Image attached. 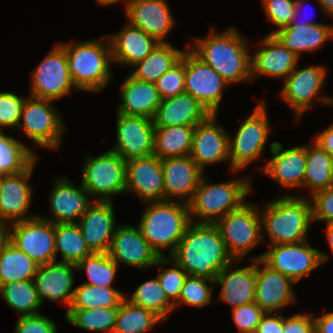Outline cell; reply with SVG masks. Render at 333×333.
Instances as JSON below:
<instances>
[{"mask_svg": "<svg viewBox=\"0 0 333 333\" xmlns=\"http://www.w3.org/2000/svg\"><path fill=\"white\" fill-rule=\"evenodd\" d=\"M13 333H57L58 324L48 316L38 313L19 316Z\"/></svg>", "mask_w": 333, "mask_h": 333, "instance_id": "52", "label": "cell"}, {"mask_svg": "<svg viewBox=\"0 0 333 333\" xmlns=\"http://www.w3.org/2000/svg\"><path fill=\"white\" fill-rule=\"evenodd\" d=\"M192 40L187 42L188 48L230 86L252 80L250 40L236 27H227L223 32L211 27L206 37Z\"/></svg>", "mask_w": 333, "mask_h": 333, "instance_id": "1", "label": "cell"}, {"mask_svg": "<svg viewBox=\"0 0 333 333\" xmlns=\"http://www.w3.org/2000/svg\"><path fill=\"white\" fill-rule=\"evenodd\" d=\"M8 224L0 221V250L3 244L8 240Z\"/></svg>", "mask_w": 333, "mask_h": 333, "instance_id": "60", "label": "cell"}, {"mask_svg": "<svg viewBox=\"0 0 333 333\" xmlns=\"http://www.w3.org/2000/svg\"><path fill=\"white\" fill-rule=\"evenodd\" d=\"M249 261L250 265L235 269L233 265H240L243 260H234L216 276L215 286H220L218 298L231 305V309L255 302L256 260Z\"/></svg>", "mask_w": 333, "mask_h": 333, "instance_id": "28", "label": "cell"}, {"mask_svg": "<svg viewBox=\"0 0 333 333\" xmlns=\"http://www.w3.org/2000/svg\"><path fill=\"white\" fill-rule=\"evenodd\" d=\"M76 264L52 261L38 266L33 283L41 304L60 302L69 308L75 290Z\"/></svg>", "mask_w": 333, "mask_h": 333, "instance_id": "23", "label": "cell"}, {"mask_svg": "<svg viewBox=\"0 0 333 333\" xmlns=\"http://www.w3.org/2000/svg\"><path fill=\"white\" fill-rule=\"evenodd\" d=\"M326 311L324 310L320 317H313L315 333H333V311Z\"/></svg>", "mask_w": 333, "mask_h": 333, "instance_id": "57", "label": "cell"}, {"mask_svg": "<svg viewBox=\"0 0 333 333\" xmlns=\"http://www.w3.org/2000/svg\"><path fill=\"white\" fill-rule=\"evenodd\" d=\"M25 99L26 96L13 92H0V131L6 128L17 130Z\"/></svg>", "mask_w": 333, "mask_h": 333, "instance_id": "50", "label": "cell"}, {"mask_svg": "<svg viewBox=\"0 0 333 333\" xmlns=\"http://www.w3.org/2000/svg\"><path fill=\"white\" fill-rule=\"evenodd\" d=\"M128 0H95V2H96V4L97 5H100V6H109V5H112V4H116V3H121V2H123L122 3V5L125 7V5H126V2H127Z\"/></svg>", "mask_w": 333, "mask_h": 333, "instance_id": "62", "label": "cell"}, {"mask_svg": "<svg viewBox=\"0 0 333 333\" xmlns=\"http://www.w3.org/2000/svg\"><path fill=\"white\" fill-rule=\"evenodd\" d=\"M129 296L125 298L135 305L153 311L164 321L175 310L174 303L166 296L157 277L139 284L135 292Z\"/></svg>", "mask_w": 333, "mask_h": 333, "instance_id": "44", "label": "cell"}, {"mask_svg": "<svg viewBox=\"0 0 333 333\" xmlns=\"http://www.w3.org/2000/svg\"><path fill=\"white\" fill-rule=\"evenodd\" d=\"M185 92L197 99L210 114H218L224 89L230 85L210 65L185 45Z\"/></svg>", "mask_w": 333, "mask_h": 333, "instance_id": "14", "label": "cell"}, {"mask_svg": "<svg viewBox=\"0 0 333 333\" xmlns=\"http://www.w3.org/2000/svg\"><path fill=\"white\" fill-rule=\"evenodd\" d=\"M265 18L276 27L268 34L290 25L295 15L296 0H261Z\"/></svg>", "mask_w": 333, "mask_h": 333, "instance_id": "49", "label": "cell"}, {"mask_svg": "<svg viewBox=\"0 0 333 333\" xmlns=\"http://www.w3.org/2000/svg\"><path fill=\"white\" fill-rule=\"evenodd\" d=\"M333 186V158L318 144L312 141L306 144V167L304 189L308 195H299L310 198L316 192Z\"/></svg>", "mask_w": 333, "mask_h": 333, "instance_id": "34", "label": "cell"}, {"mask_svg": "<svg viewBox=\"0 0 333 333\" xmlns=\"http://www.w3.org/2000/svg\"><path fill=\"white\" fill-rule=\"evenodd\" d=\"M118 307L89 308V309H66L65 322L77 329L88 332L112 333Z\"/></svg>", "mask_w": 333, "mask_h": 333, "instance_id": "41", "label": "cell"}, {"mask_svg": "<svg viewBox=\"0 0 333 333\" xmlns=\"http://www.w3.org/2000/svg\"><path fill=\"white\" fill-rule=\"evenodd\" d=\"M77 272H85L88 280L83 282L96 287H115L119 266L107 253H91L76 264Z\"/></svg>", "mask_w": 333, "mask_h": 333, "instance_id": "45", "label": "cell"}, {"mask_svg": "<svg viewBox=\"0 0 333 333\" xmlns=\"http://www.w3.org/2000/svg\"><path fill=\"white\" fill-rule=\"evenodd\" d=\"M170 257L188 275L211 281L234 261L215 223L191 222Z\"/></svg>", "mask_w": 333, "mask_h": 333, "instance_id": "2", "label": "cell"}, {"mask_svg": "<svg viewBox=\"0 0 333 333\" xmlns=\"http://www.w3.org/2000/svg\"><path fill=\"white\" fill-rule=\"evenodd\" d=\"M258 43L260 48L251 54L252 81L260 76L285 80L301 60L273 34H267Z\"/></svg>", "mask_w": 333, "mask_h": 333, "instance_id": "27", "label": "cell"}, {"mask_svg": "<svg viewBox=\"0 0 333 333\" xmlns=\"http://www.w3.org/2000/svg\"><path fill=\"white\" fill-rule=\"evenodd\" d=\"M267 111L266 101H260L239 125L236 134L229 133L230 172L238 173L264 154L272 131Z\"/></svg>", "mask_w": 333, "mask_h": 333, "instance_id": "7", "label": "cell"}, {"mask_svg": "<svg viewBox=\"0 0 333 333\" xmlns=\"http://www.w3.org/2000/svg\"><path fill=\"white\" fill-rule=\"evenodd\" d=\"M55 251L56 261L60 255L61 260L77 264L92 252L87 247L85 239L77 223L55 224Z\"/></svg>", "mask_w": 333, "mask_h": 333, "instance_id": "39", "label": "cell"}, {"mask_svg": "<svg viewBox=\"0 0 333 333\" xmlns=\"http://www.w3.org/2000/svg\"><path fill=\"white\" fill-rule=\"evenodd\" d=\"M66 51L69 74L79 92H102L113 79L109 38L59 42ZM111 80V81H110Z\"/></svg>", "mask_w": 333, "mask_h": 333, "instance_id": "4", "label": "cell"}, {"mask_svg": "<svg viewBox=\"0 0 333 333\" xmlns=\"http://www.w3.org/2000/svg\"><path fill=\"white\" fill-rule=\"evenodd\" d=\"M255 303L266 313H282L283 308L297 301L290 278L267 266L261 259L256 260Z\"/></svg>", "mask_w": 333, "mask_h": 333, "instance_id": "24", "label": "cell"}, {"mask_svg": "<svg viewBox=\"0 0 333 333\" xmlns=\"http://www.w3.org/2000/svg\"><path fill=\"white\" fill-rule=\"evenodd\" d=\"M164 175V201L188 204L203 178L204 171L190 157H169L161 160Z\"/></svg>", "mask_w": 333, "mask_h": 333, "instance_id": "26", "label": "cell"}, {"mask_svg": "<svg viewBox=\"0 0 333 333\" xmlns=\"http://www.w3.org/2000/svg\"><path fill=\"white\" fill-rule=\"evenodd\" d=\"M310 199L312 222L333 223V186L316 192Z\"/></svg>", "mask_w": 333, "mask_h": 333, "instance_id": "53", "label": "cell"}, {"mask_svg": "<svg viewBox=\"0 0 333 333\" xmlns=\"http://www.w3.org/2000/svg\"><path fill=\"white\" fill-rule=\"evenodd\" d=\"M124 11L129 24L142 29L159 43H170L166 37L177 22L167 0H128Z\"/></svg>", "mask_w": 333, "mask_h": 333, "instance_id": "22", "label": "cell"}, {"mask_svg": "<svg viewBox=\"0 0 333 333\" xmlns=\"http://www.w3.org/2000/svg\"><path fill=\"white\" fill-rule=\"evenodd\" d=\"M107 254L119 266L146 270L154 267L160 256L143 237L139 226L117 224Z\"/></svg>", "mask_w": 333, "mask_h": 333, "instance_id": "16", "label": "cell"}, {"mask_svg": "<svg viewBox=\"0 0 333 333\" xmlns=\"http://www.w3.org/2000/svg\"><path fill=\"white\" fill-rule=\"evenodd\" d=\"M273 35L301 59L303 53L314 52L333 39V24L285 26Z\"/></svg>", "mask_w": 333, "mask_h": 333, "instance_id": "33", "label": "cell"}, {"mask_svg": "<svg viewBox=\"0 0 333 333\" xmlns=\"http://www.w3.org/2000/svg\"><path fill=\"white\" fill-rule=\"evenodd\" d=\"M267 251L248 259H261L267 266L298 284L329 260V254L312 247L308 240L296 244L271 245ZM328 254V255H327Z\"/></svg>", "mask_w": 333, "mask_h": 333, "instance_id": "12", "label": "cell"}, {"mask_svg": "<svg viewBox=\"0 0 333 333\" xmlns=\"http://www.w3.org/2000/svg\"><path fill=\"white\" fill-rule=\"evenodd\" d=\"M326 236H327V241L330 247V252L333 253V223H328L326 224Z\"/></svg>", "mask_w": 333, "mask_h": 333, "instance_id": "61", "label": "cell"}, {"mask_svg": "<svg viewBox=\"0 0 333 333\" xmlns=\"http://www.w3.org/2000/svg\"><path fill=\"white\" fill-rule=\"evenodd\" d=\"M111 45L113 64L132 68L159 44L142 29L128 22L118 32L107 35Z\"/></svg>", "mask_w": 333, "mask_h": 333, "instance_id": "30", "label": "cell"}, {"mask_svg": "<svg viewBox=\"0 0 333 333\" xmlns=\"http://www.w3.org/2000/svg\"><path fill=\"white\" fill-rule=\"evenodd\" d=\"M294 313L292 316H284L282 333H315L313 313Z\"/></svg>", "mask_w": 333, "mask_h": 333, "instance_id": "54", "label": "cell"}, {"mask_svg": "<svg viewBox=\"0 0 333 333\" xmlns=\"http://www.w3.org/2000/svg\"><path fill=\"white\" fill-rule=\"evenodd\" d=\"M333 106V96L330 97V100L328 101V103L326 104V106ZM333 125V122L331 123Z\"/></svg>", "mask_w": 333, "mask_h": 333, "instance_id": "64", "label": "cell"}, {"mask_svg": "<svg viewBox=\"0 0 333 333\" xmlns=\"http://www.w3.org/2000/svg\"><path fill=\"white\" fill-rule=\"evenodd\" d=\"M52 183L53 188L48 196V206H50L48 211L52 216L40 217L53 224L78 223L94 200L81 183L76 186L66 176H57Z\"/></svg>", "mask_w": 333, "mask_h": 333, "instance_id": "20", "label": "cell"}, {"mask_svg": "<svg viewBox=\"0 0 333 333\" xmlns=\"http://www.w3.org/2000/svg\"><path fill=\"white\" fill-rule=\"evenodd\" d=\"M81 185L94 201H111L125 194L126 161L110 150L98 156L87 153L82 164Z\"/></svg>", "mask_w": 333, "mask_h": 333, "instance_id": "9", "label": "cell"}, {"mask_svg": "<svg viewBox=\"0 0 333 333\" xmlns=\"http://www.w3.org/2000/svg\"><path fill=\"white\" fill-rule=\"evenodd\" d=\"M284 316L278 312H267L259 322L255 333H282Z\"/></svg>", "mask_w": 333, "mask_h": 333, "instance_id": "55", "label": "cell"}, {"mask_svg": "<svg viewBox=\"0 0 333 333\" xmlns=\"http://www.w3.org/2000/svg\"><path fill=\"white\" fill-rule=\"evenodd\" d=\"M121 84L116 112L152 119L161 103L155 83L135 79L130 74Z\"/></svg>", "mask_w": 333, "mask_h": 333, "instance_id": "32", "label": "cell"}, {"mask_svg": "<svg viewBox=\"0 0 333 333\" xmlns=\"http://www.w3.org/2000/svg\"><path fill=\"white\" fill-rule=\"evenodd\" d=\"M38 159L39 157L22 172L4 175L0 194V221L9 225L38 216V214L29 213L34 194V188L29 180L34 173Z\"/></svg>", "mask_w": 333, "mask_h": 333, "instance_id": "18", "label": "cell"}, {"mask_svg": "<svg viewBox=\"0 0 333 333\" xmlns=\"http://www.w3.org/2000/svg\"><path fill=\"white\" fill-rule=\"evenodd\" d=\"M214 288L215 281L188 275L181 288L180 296L174 303L175 310L183 304L198 309L210 305L213 302Z\"/></svg>", "mask_w": 333, "mask_h": 333, "instance_id": "46", "label": "cell"}, {"mask_svg": "<svg viewBox=\"0 0 333 333\" xmlns=\"http://www.w3.org/2000/svg\"><path fill=\"white\" fill-rule=\"evenodd\" d=\"M125 296L115 287H96L81 283L75 286L72 302L67 309L119 307Z\"/></svg>", "mask_w": 333, "mask_h": 333, "instance_id": "43", "label": "cell"}, {"mask_svg": "<svg viewBox=\"0 0 333 333\" xmlns=\"http://www.w3.org/2000/svg\"><path fill=\"white\" fill-rule=\"evenodd\" d=\"M232 320L238 333H255L266 313L255 302L231 309Z\"/></svg>", "mask_w": 333, "mask_h": 333, "instance_id": "51", "label": "cell"}, {"mask_svg": "<svg viewBox=\"0 0 333 333\" xmlns=\"http://www.w3.org/2000/svg\"><path fill=\"white\" fill-rule=\"evenodd\" d=\"M203 176L188 203L192 222L216 223L229 212L239 209L252 194V176H239L222 182H210Z\"/></svg>", "mask_w": 333, "mask_h": 333, "instance_id": "6", "label": "cell"}, {"mask_svg": "<svg viewBox=\"0 0 333 333\" xmlns=\"http://www.w3.org/2000/svg\"><path fill=\"white\" fill-rule=\"evenodd\" d=\"M258 204L247 201L215 223L228 253L234 260H243L252 249L263 243Z\"/></svg>", "mask_w": 333, "mask_h": 333, "instance_id": "10", "label": "cell"}, {"mask_svg": "<svg viewBox=\"0 0 333 333\" xmlns=\"http://www.w3.org/2000/svg\"><path fill=\"white\" fill-rule=\"evenodd\" d=\"M184 51L172 43H159L149 55L132 66L129 74L137 80L155 83L181 59Z\"/></svg>", "mask_w": 333, "mask_h": 333, "instance_id": "35", "label": "cell"}, {"mask_svg": "<svg viewBox=\"0 0 333 333\" xmlns=\"http://www.w3.org/2000/svg\"><path fill=\"white\" fill-rule=\"evenodd\" d=\"M269 151L273 157L258 167V171L291 193L294 188H304L306 144L285 149L280 142H273Z\"/></svg>", "mask_w": 333, "mask_h": 333, "instance_id": "19", "label": "cell"}, {"mask_svg": "<svg viewBox=\"0 0 333 333\" xmlns=\"http://www.w3.org/2000/svg\"><path fill=\"white\" fill-rule=\"evenodd\" d=\"M315 4L333 20V0H315Z\"/></svg>", "mask_w": 333, "mask_h": 333, "instance_id": "59", "label": "cell"}, {"mask_svg": "<svg viewBox=\"0 0 333 333\" xmlns=\"http://www.w3.org/2000/svg\"><path fill=\"white\" fill-rule=\"evenodd\" d=\"M310 1V0H309ZM306 2H308V0H296V10H295V15H294V17H293V19H292V22H291V24L290 25H287V26H303V25H314V24H317V23H320V22H312L311 20V15H310V17H309V15L308 16H305V18H303V17H301V15L303 16V14H302V9L303 8H305V6H304V4ZM302 10V11H301ZM308 14H311V12L310 13H308ZM308 17V18H307ZM313 18V17H312ZM302 19V20H301Z\"/></svg>", "mask_w": 333, "mask_h": 333, "instance_id": "58", "label": "cell"}, {"mask_svg": "<svg viewBox=\"0 0 333 333\" xmlns=\"http://www.w3.org/2000/svg\"><path fill=\"white\" fill-rule=\"evenodd\" d=\"M195 126H155L153 155L159 160L189 156Z\"/></svg>", "mask_w": 333, "mask_h": 333, "instance_id": "36", "label": "cell"}, {"mask_svg": "<svg viewBox=\"0 0 333 333\" xmlns=\"http://www.w3.org/2000/svg\"><path fill=\"white\" fill-rule=\"evenodd\" d=\"M113 203L94 201L77 223L92 253H107L109 250L117 227Z\"/></svg>", "mask_w": 333, "mask_h": 333, "instance_id": "29", "label": "cell"}, {"mask_svg": "<svg viewBox=\"0 0 333 333\" xmlns=\"http://www.w3.org/2000/svg\"><path fill=\"white\" fill-rule=\"evenodd\" d=\"M142 203L164 201V175L161 160L156 156L126 161V190Z\"/></svg>", "mask_w": 333, "mask_h": 333, "instance_id": "25", "label": "cell"}, {"mask_svg": "<svg viewBox=\"0 0 333 333\" xmlns=\"http://www.w3.org/2000/svg\"><path fill=\"white\" fill-rule=\"evenodd\" d=\"M184 79L185 51L183 52L181 59L155 82L161 100L184 93Z\"/></svg>", "mask_w": 333, "mask_h": 333, "instance_id": "48", "label": "cell"}, {"mask_svg": "<svg viewBox=\"0 0 333 333\" xmlns=\"http://www.w3.org/2000/svg\"><path fill=\"white\" fill-rule=\"evenodd\" d=\"M138 226L160 257L171 256L183 238L191 218L189 206L178 201L145 202ZM167 251V255L164 253ZM164 253V254H163Z\"/></svg>", "mask_w": 333, "mask_h": 333, "instance_id": "5", "label": "cell"}, {"mask_svg": "<svg viewBox=\"0 0 333 333\" xmlns=\"http://www.w3.org/2000/svg\"><path fill=\"white\" fill-rule=\"evenodd\" d=\"M210 113L194 97L184 92L174 97L161 100L152 118L154 126H196L203 122Z\"/></svg>", "mask_w": 333, "mask_h": 333, "instance_id": "31", "label": "cell"}, {"mask_svg": "<svg viewBox=\"0 0 333 333\" xmlns=\"http://www.w3.org/2000/svg\"><path fill=\"white\" fill-rule=\"evenodd\" d=\"M115 113L116 140L110 151L125 161L153 155L155 126L152 119Z\"/></svg>", "mask_w": 333, "mask_h": 333, "instance_id": "17", "label": "cell"}, {"mask_svg": "<svg viewBox=\"0 0 333 333\" xmlns=\"http://www.w3.org/2000/svg\"><path fill=\"white\" fill-rule=\"evenodd\" d=\"M299 63L300 61L284 80L278 92L279 99L281 98L291 109L296 120H300L304 113L317 105L316 103L326 106L331 97L321 95L327 81L328 67L320 64L299 68Z\"/></svg>", "mask_w": 333, "mask_h": 333, "instance_id": "11", "label": "cell"}, {"mask_svg": "<svg viewBox=\"0 0 333 333\" xmlns=\"http://www.w3.org/2000/svg\"><path fill=\"white\" fill-rule=\"evenodd\" d=\"M333 158V125L330 124L326 129L315 135L313 140Z\"/></svg>", "mask_w": 333, "mask_h": 333, "instance_id": "56", "label": "cell"}, {"mask_svg": "<svg viewBox=\"0 0 333 333\" xmlns=\"http://www.w3.org/2000/svg\"><path fill=\"white\" fill-rule=\"evenodd\" d=\"M276 198L263 206L260 204L263 242L268 239L271 246L308 240L313 224L311 199L290 192Z\"/></svg>", "mask_w": 333, "mask_h": 333, "instance_id": "3", "label": "cell"}, {"mask_svg": "<svg viewBox=\"0 0 333 333\" xmlns=\"http://www.w3.org/2000/svg\"><path fill=\"white\" fill-rule=\"evenodd\" d=\"M38 264L7 240L0 250V286L11 282L33 280Z\"/></svg>", "mask_w": 333, "mask_h": 333, "instance_id": "37", "label": "cell"}, {"mask_svg": "<svg viewBox=\"0 0 333 333\" xmlns=\"http://www.w3.org/2000/svg\"><path fill=\"white\" fill-rule=\"evenodd\" d=\"M0 131V173L16 174L24 171L40 155L17 137Z\"/></svg>", "mask_w": 333, "mask_h": 333, "instance_id": "38", "label": "cell"}, {"mask_svg": "<svg viewBox=\"0 0 333 333\" xmlns=\"http://www.w3.org/2000/svg\"><path fill=\"white\" fill-rule=\"evenodd\" d=\"M63 120L53 101L28 95L17 130L37 147L58 150L66 131Z\"/></svg>", "mask_w": 333, "mask_h": 333, "instance_id": "8", "label": "cell"}, {"mask_svg": "<svg viewBox=\"0 0 333 333\" xmlns=\"http://www.w3.org/2000/svg\"><path fill=\"white\" fill-rule=\"evenodd\" d=\"M0 295L6 305L19 316L33 315L40 312L41 304L33 280L11 282L0 286Z\"/></svg>", "mask_w": 333, "mask_h": 333, "instance_id": "42", "label": "cell"}, {"mask_svg": "<svg viewBox=\"0 0 333 333\" xmlns=\"http://www.w3.org/2000/svg\"><path fill=\"white\" fill-rule=\"evenodd\" d=\"M218 114H210L195 126L190 157L205 172L209 165L229 162V132L217 123Z\"/></svg>", "mask_w": 333, "mask_h": 333, "instance_id": "21", "label": "cell"}, {"mask_svg": "<svg viewBox=\"0 0 333 333\" xmlns=\"http://www.w3.org/2000/svg\"><path fill=\"white\" fill-rule=\"evenodd\" d=\"M30 74V96L55 103L77 90L69 74L66 51L59 42L48 51Z\"/></svg>", "mask_w": 333, "mask_h": 333, "instance_id": "13", "label": "cell"}, {"mask_svg": "<svg viewBox=\"0 0 333 333\" xmlns=\"http://www.w3.org/2000/svg\"><path fill=\"white\" fill-rule=\"evenodd\" d=\"M164 320L151 310L135 305L126 298L118 307L112 333H147Z\"/></svg>", "mask_w": 333, "mask_h": 333, "instance_id": "40", "label": "cell"}, {"mask_svg": "<svg viewBox=\"0 0 333 333\" xmlns=\"http://www.w3.org/2000/svg\"><path fill=\"white\" fill-rule=\"evenodd\" d=\"M168 265L169 267H166ZM154 267H160L156 276L166 296L175 303L180 296L181 288L188 274L170 256L160 257Z\"/></svg>", "mask_w": 333, "mask_h": 333, "instance_id": "47", "label": "cell"}, {"mask_svg": "<svg viewBox=\"0 0 333 333\" xmlns=\"http://www.w3.org/2000/svg\"><path fill=\"white\" fill-rule=\"evenodd\" d=\"M8 240L38 265L56 261L55 224L40 215L9 224Z\"/></svg>", "mask_w": 333, "mask_h": 333, "instance_id": "15", "label": "cell"}, {"mask_svg": "<svg viewBox=\"0 0 333 333\" xmlns=\"http://www.w3.org/2000/svg\"><path fill=\"white\" fill-rule=\"evenodd\" d=\"M3 180H4V174L0 173V194H1V188H2Z\"/></svg>", "mask_w": 333, "mask_h": 333, "instance_id": "63", "label": "cell"}]
</instances>
